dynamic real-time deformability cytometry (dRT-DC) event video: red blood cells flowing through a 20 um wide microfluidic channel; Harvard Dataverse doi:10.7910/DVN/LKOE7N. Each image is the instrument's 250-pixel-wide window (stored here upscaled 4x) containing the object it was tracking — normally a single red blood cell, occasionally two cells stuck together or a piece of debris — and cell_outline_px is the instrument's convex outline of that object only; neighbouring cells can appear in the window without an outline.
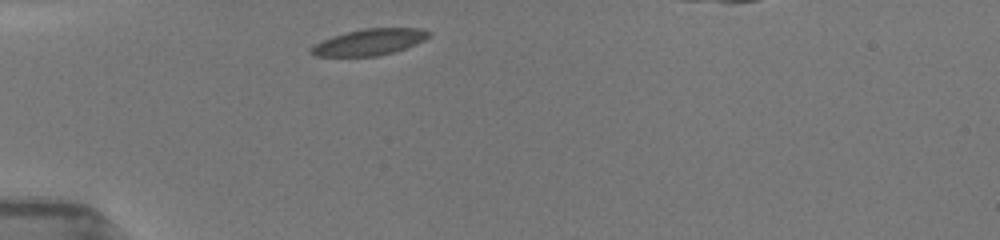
{"species": "common noctule bat (a hibernating species)", "species_latin": "Nyctalus noctula", "temperature_condition": "room temperature", "stored_images_in_passage": 11, "camera_frame_rate_fps": 3000, "um_per_image_px": 0.085, "animal": {"sex": "female", "body_mass_g": 19.5, "forearm_length_mm": 54.1}, "frame": {"image": 1, "passage_image": 1, "time_ms": 0.0, "image_size_px": [1000, 240], "cell_outline_px": [[432, 36], [416, 44], [392, 52], [376, 56], [316, 56], [312, 52], [312, 48], [316, 44], [332, 36], [364, 28], [420, 28], [432, 32]], "centroid_in_image_um": [31.48, 3.56], "position_along_channel_um": 53.5, "area_um2": 17.74}}
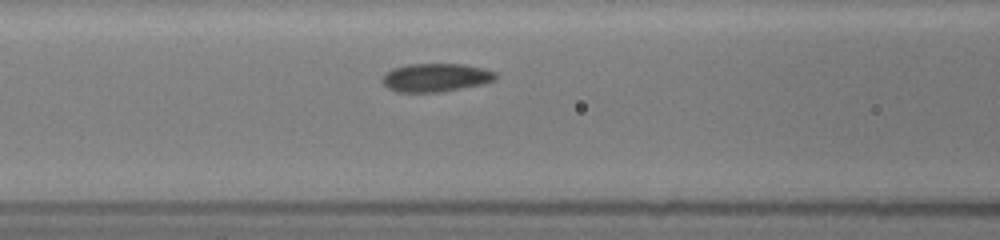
{"frame": {"image": 2, "passage_image": 7, "time_ms": 2.333, "image_size_px": [1000, 240], "cell_outline_px": [[500, 76], [496, 80], [484, 84], [440, 92], [396, 92], [388, 88], [380, 80], [384, 72], [392, 68], [408, 64], [464, 64], [484, 68], [496, 72]], "centroid_in_image_um": [37.05, 6.59], "position_along_channel_um": 129.5, "area_um2": 19.13}}
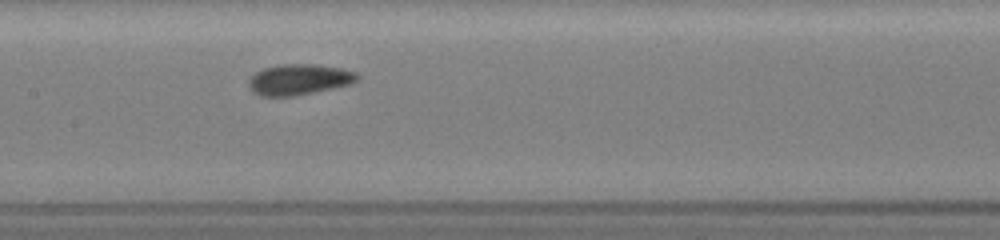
{"frame": {"image": 3, "passage_image": 9, "time_ms": 3.667, "image_size_px": [1000, 240], "cell_outline_px": [[360, 80], [352, 84], [296, 96], [260, 96], [252, 92], [248, 84], [248, 80], [256, 72], [264, 68], [284, 64], [320, 64], [340, 68], [356, 72], [360, 76]], "centroid_in_image_um": [25.46, 6.76], "position_along_channel_um": 181.9, "area_um2": 19.71}}